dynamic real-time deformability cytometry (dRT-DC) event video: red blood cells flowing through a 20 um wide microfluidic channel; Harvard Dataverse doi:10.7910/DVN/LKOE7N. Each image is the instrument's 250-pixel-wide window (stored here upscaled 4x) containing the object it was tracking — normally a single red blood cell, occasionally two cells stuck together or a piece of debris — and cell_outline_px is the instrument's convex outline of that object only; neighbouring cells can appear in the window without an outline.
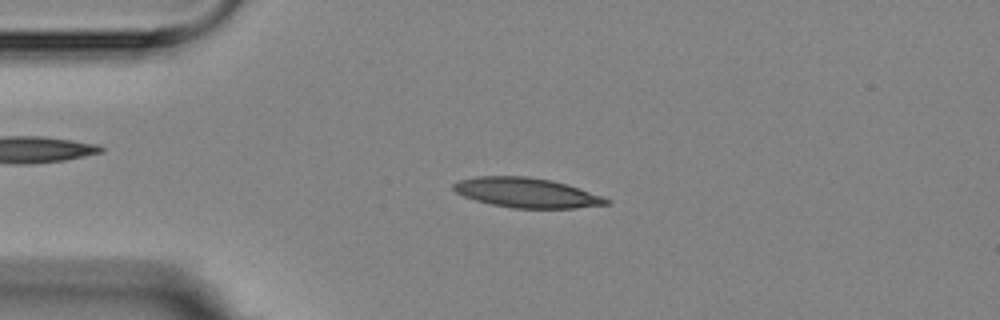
{"species": "Egyptian fruit bat (a non-hibernating species)", "species_latin": "Rousettus aegyptiacus", "temperature_condition": "room temperature", "stored_images_in_passage": 2, "camera_frame_rate_fps": 3000, "um_per_image_px": 0.085, "animal": {"sex": "female"}, "frame": {"image": 1, "passage_image": 2, "time_ms": 1.0, "image_size_px": [1000, 320], "cell_outline_px": [[612, 204], [576, 208], [512, 208], [492, 204], [476, 200], [464, 196], [456, 192], [452, 188], [452, 184], [460, 180], [476, 176], [524, 176], [552, 180], [604, 196], [612, 200]], "centroid_in_image_um": [44.8, 16.38], "position_along_channel_um": 40.2, "area_um2": 26.53}}